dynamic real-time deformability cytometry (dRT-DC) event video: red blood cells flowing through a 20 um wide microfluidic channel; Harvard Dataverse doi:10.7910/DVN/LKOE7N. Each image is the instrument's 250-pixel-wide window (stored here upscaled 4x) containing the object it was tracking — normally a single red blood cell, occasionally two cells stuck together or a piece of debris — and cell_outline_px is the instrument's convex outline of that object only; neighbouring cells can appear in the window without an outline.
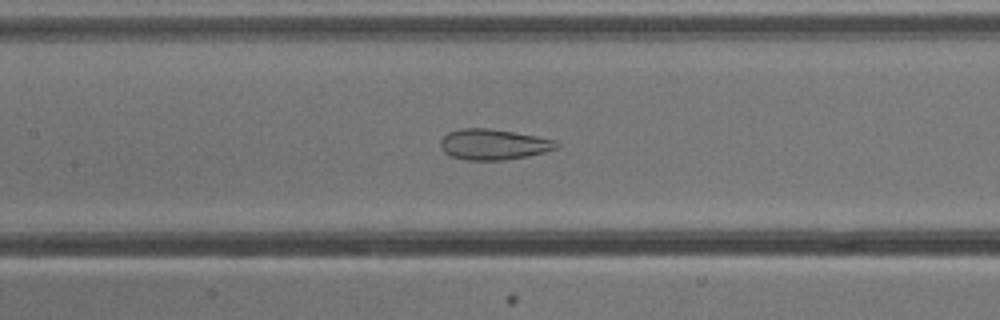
{"species": "common noctule bat (a hibernating species)", "species_latin": "Nyctalus noctula", "temperature_condition": "cold", "stored_images_in_passage": 36, "camera_frame_rate_fps": 3000, "um_per_image_px": 0.085, "animal": {"sex": "male", "body_mass_g": 13.3}, "frame": {"image": 1, "passage_image": 8, "time_ms": 2.333, "image_size_px": [1000, 320], "cell_outline_px": [[560, 144], [556, 148], [544, 152], [528, 156], [504, 160], [464, 160], [452, 156], [444, 152], [440, 148], [440, 140], [448, 132], [460, 128], [488, 128], [536, 136], [556, 140]], "centroid_in_image_um": [41.92, 12.28], "position_along_channel_um": 165.5, "area_um2": 20.75}}
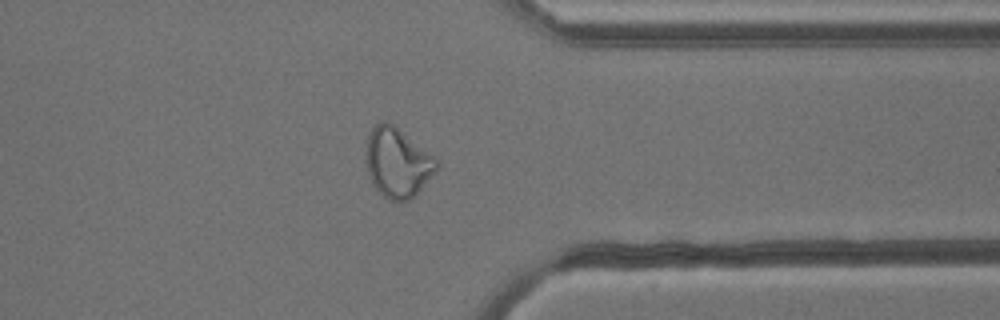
{"frame": {"image": 2, "passage_image": 25, "time_ms": 8.0, "image_size_px": [1000, 320], "cell_outline_px": [[440, 164], [436, 172], [408, 200], [388, 200], [372, 184], [368, 176], [364, 160], [364, 156], [368, 136], [372, 128], [380, 120], [388, 120], [432, 156]], "centroid_in_image_um": [33.72, 13.8], "position_along_channel_um": 377.7, "area_um2": 28.38}}
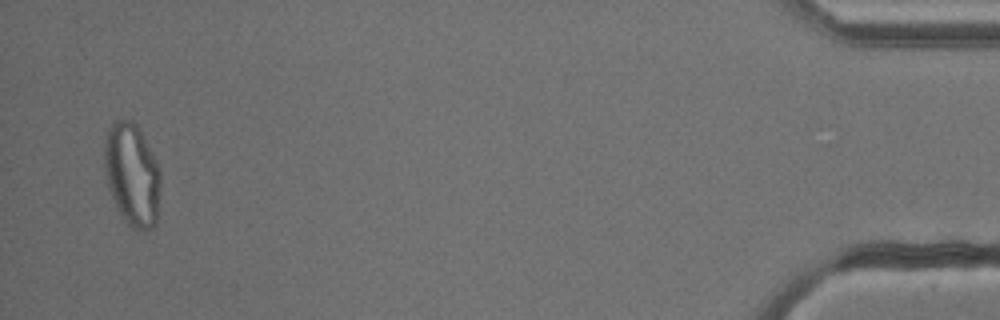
{"frame": {"image": 3, "passage_image": 35, "time_ms": 11.333, "image_size_px": [1000, 320], "cell_outline_px": [[160, 184], [156, 224], [152, 228], [140, 232], [136, 232], [124, 220], [108, 188], [104, 164], [104, 144], [108, 128], [112, 120], [132, 120], [136, 124], [156, 160], [160, 172]], "centroid_in_image_um": [11.22, 14.85], "position_along_channel_um": 424.0, "area_um2": 33.64}}